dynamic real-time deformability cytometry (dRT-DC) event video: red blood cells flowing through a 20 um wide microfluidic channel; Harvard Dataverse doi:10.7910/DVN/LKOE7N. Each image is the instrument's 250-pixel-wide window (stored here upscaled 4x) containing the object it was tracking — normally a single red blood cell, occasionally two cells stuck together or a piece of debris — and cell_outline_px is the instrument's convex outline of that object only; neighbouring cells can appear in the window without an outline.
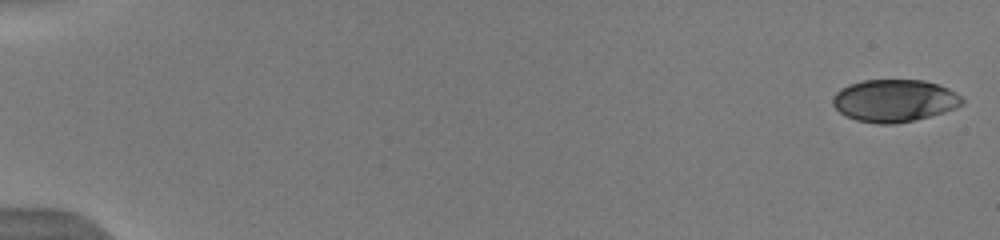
{"species": "human", "species_latin": "Homo sapiens", "temperature_condition": "warm", "stored_images_in_passage": 46, "camera_frame_rate_fps": 3000, "um_per_image_px": 0.085, "donor": {"sex": "male"}, "frame": {"image": 1, "passage_image": 1, "time_ms": 0.0, "image_size_px": [1000, 240], "cell_outline_px": [[964, 104], [956, 108], [944, 112], [896, 124], [876, 124], [856, 120], [840, 112], [832, 104], [832, 96], [840, 88], [848, 84], [864, 80], [924, 80], [940, 84], [956, 92], [964, 100]], "centroid_in_image_um": [76.02, 8.54], "position_along_channel_um": 9.0, "area_um2": 32.14}, "authors_computed_cell_mechanics": {"area_um2": 35.6626, "velocity_mm_per_s": 3.858, "shape_relaxation_time_tau1_ms": 1.8861, "shape_relaxation_time_tau2_ms": null, "deformation_change_tau1": 0.1398, "deformation_change_tau2": null}}